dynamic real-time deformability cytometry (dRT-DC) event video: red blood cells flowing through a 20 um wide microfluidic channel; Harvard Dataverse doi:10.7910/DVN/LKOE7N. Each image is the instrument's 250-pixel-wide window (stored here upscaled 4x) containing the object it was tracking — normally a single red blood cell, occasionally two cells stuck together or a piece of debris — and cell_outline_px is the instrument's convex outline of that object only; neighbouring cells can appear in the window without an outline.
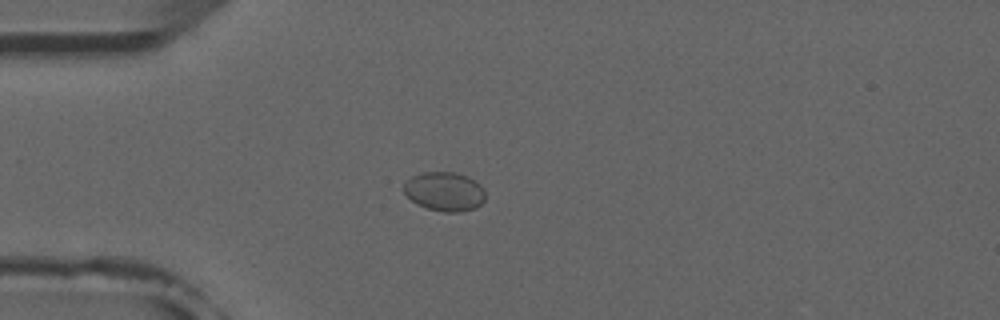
{"species": "common noctule bat (a hibernating species)", "species_latin": "Nyctalus noctula", "temperature_condition": "room temperature", "stored_images_in_passage": 1, "camera_frame_rate_fps": 3000, "um_per_image_px": 0.085, "animal": {"sex": "male", "forearm_length_mm": 52.5}, "frame": {"image": 1, "passage_image": 1, "time_ms": 0.0, "image_size_px": [1000, 320], "cell_outline_px": [[484, 200], [476, 208], [460, 212], [444, 212], [428, 208], [416, 204], [404, 192], [404, 184], [412, 176], [424, 172], [456, 172], [468, 176], [480, 184], [484, 188]], "centroid_in_image_um": [37.81, 16.27], "position_along_channel_um": 47.2, "area_um2": 18.55}}